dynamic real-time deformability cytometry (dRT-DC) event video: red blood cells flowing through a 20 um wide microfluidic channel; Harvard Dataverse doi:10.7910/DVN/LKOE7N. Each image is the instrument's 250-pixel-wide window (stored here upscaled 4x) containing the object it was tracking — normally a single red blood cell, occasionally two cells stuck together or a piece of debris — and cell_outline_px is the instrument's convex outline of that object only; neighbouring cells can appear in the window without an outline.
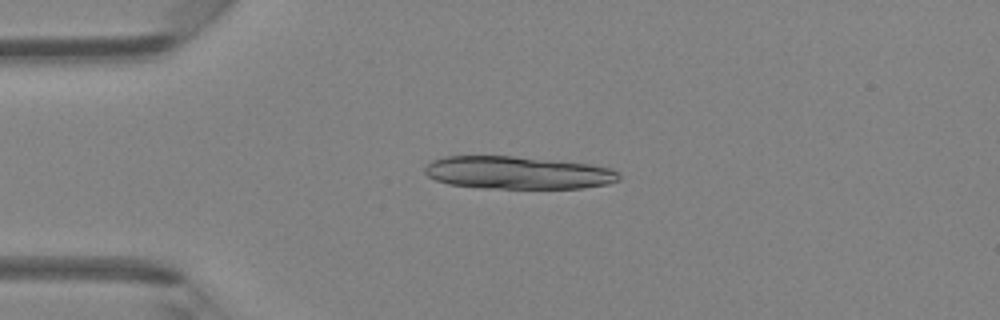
{"species": "Egyptian fruit bat (a non-hibernating species)", "species_latin": "Rousettus aegyptiacus", "temperature_condition": "room temperature", "stored_images_in_passage": 42, "camera_frame_rate_fps": 3000, "um_per_image_px": 0.085, "animal": {"sex": "female"}, "frame": {"image": 1, "passage_image": 7, "time_ms": 2.0, "image_size_px": [1000, 320], "cell_outline_px": [[620, 180], [608, 184], [584, 188], [476, 188], [448, 184], [436, 180], [428, 176], [424, 172], [424, 168], [432, 160], [444, 156], [512, 156], [592, 164], [612, 168], [620, 176]], "centroid_in_image_um": [44.0, 14.68], "position_along_channel_um": 41.0, "area_um2": 37.22}, "authors_computed_cell_mechanics": {"area_um2": 20.2878, "velocity_mm_per_s": 4.3307, "shape_relaxation_time_tau1_ms": null, "shape_relaxation_time_tau2_ms": 4.1854, "deformation_change_tau1": null, "deformation_change_tau2": 0.1389}}